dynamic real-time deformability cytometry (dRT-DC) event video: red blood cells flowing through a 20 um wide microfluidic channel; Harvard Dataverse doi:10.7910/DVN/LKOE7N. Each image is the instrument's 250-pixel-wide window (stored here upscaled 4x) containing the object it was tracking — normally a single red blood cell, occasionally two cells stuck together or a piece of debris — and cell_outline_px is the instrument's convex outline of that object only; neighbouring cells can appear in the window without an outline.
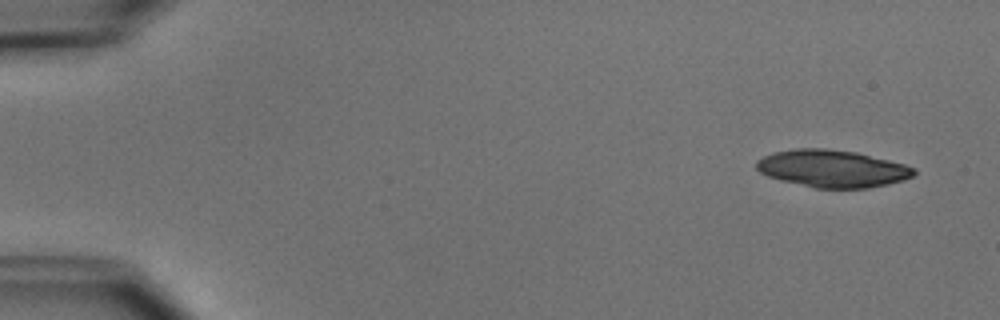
{"species": "common noctule bat (a hibernating species)", "species_latin": "Nyctalus noctula", "temperature_condition": "cold", "stored_images_in_passage": 4, "camera_frame_rate_fps": 3000, "um_per_image_px": 0.085, "animal": {"sex": "male", "body_mass_g": 15.6}, "frame": {"image": 1, "passage_image": 1, "time_ms": 0.0, "image_size_px": [1000, 320], "cell_outline_px": [[916, 172], [912, 176], [904, 180], [888, 184], [868, 188], [816, 188], [780, 180], [768, 176], [760, 172], [756, 168], [756, 160], [772, 152], [796, 148], [824, 148], [856, 152], [904, 164], [916, 168]], "centroid_in_image_um": [70.73, 14.33], "position_along_channel_um": 14.3, "area_um2": 34.28}}